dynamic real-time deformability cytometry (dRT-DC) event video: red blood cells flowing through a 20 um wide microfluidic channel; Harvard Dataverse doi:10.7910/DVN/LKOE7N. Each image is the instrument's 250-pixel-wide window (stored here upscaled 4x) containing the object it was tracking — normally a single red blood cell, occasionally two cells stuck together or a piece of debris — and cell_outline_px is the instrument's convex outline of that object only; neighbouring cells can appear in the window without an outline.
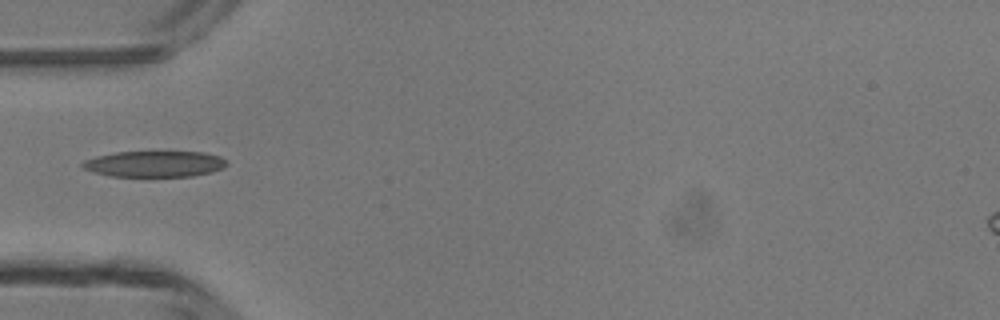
{"species": "common noctule bat (a hibernating species)", "species_latin": "Nyctalus noctula", "temperature_condition": "room temperature", "stored_images_in_passage": 2, "camera_frame_rate_fps": 3000, "um_per_image_px": 0.085, "animal": {"sex": "male", "body_mass_g": 13.3}, "frame": {"image": 1, "passage_image": 2, "time_ms": 1.0, "image_size_px": [1000, 320], "cell_outline_px": [[228, 164], [224, 168], [212, 172], [192, 176], [108, 176], [92, 172], [84, 168], [80, 164], [84, 160], [96, 156], [116, 152], [204, 152], [220, 156], [228, 160]], "centroid_in_image_um": [13.16, 13.93], "position_along_channel_um": 71.8, "area_um2": 22.02}}